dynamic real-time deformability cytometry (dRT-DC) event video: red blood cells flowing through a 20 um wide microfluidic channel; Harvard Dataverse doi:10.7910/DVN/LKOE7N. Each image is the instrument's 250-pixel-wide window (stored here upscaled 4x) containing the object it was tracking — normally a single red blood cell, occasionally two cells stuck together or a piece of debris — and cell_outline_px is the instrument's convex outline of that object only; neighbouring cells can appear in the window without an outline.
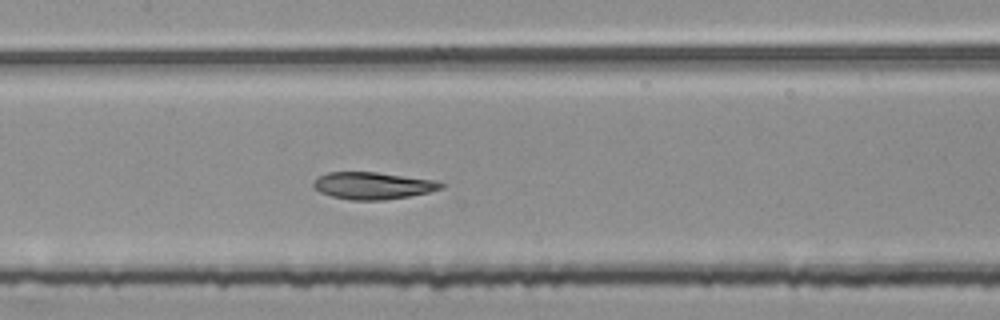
{"species": "common noctule bat (a hibernating species)", "species_latin": "Nyctalus noctula", "temperature_condition": "room temperature", "stored_images_in_passage": 50, "segment_of_instrument_passage": [2, 2], "camera_frame_rate_fps": 3000, "um_per_image_px": 0.085, "animal": {"sex": "female", "body_mass_g": 25.1}, "frame": {"image": 1, "passage_image": 25, "time_ms": 8.0, "image_size_px": [1000, 320], "cell_outline_px": [[444, 188], [428, 192], [408, 196], [384, 200], [352, 200], [332, 196], [320, 192], [312, 184], [320, 176], [328, 172], [376, 172], [436, 180], [444, 184]], "centroid_in_image_um": [31.72, 15.78], "position_along_channel_um": 175.7, "area_um2": 19.94}}
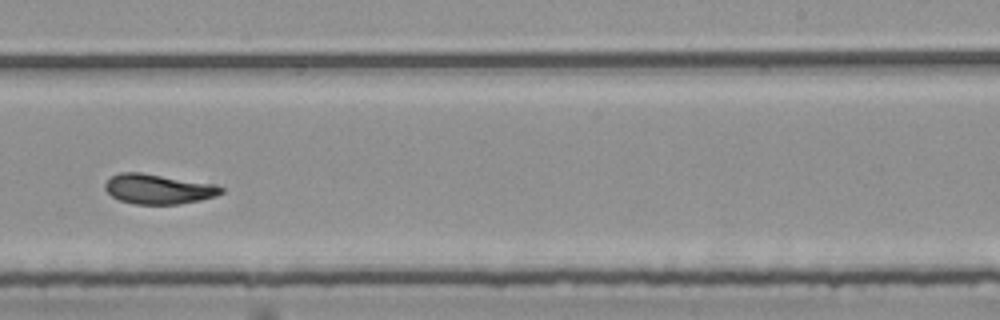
{"frame": {"image": 2, "passage_image": 33, "time_ms": 10.667, "image_size_px": [1000, 320], "cell_outline_px": [[224, 192], [216, 196], [200, 200], [180, 204], [132, 204], [120, 200], [112, 196], [104, 188], [104, 184], [112, 176], [120, 172], [140, 172], [212, 184], [224, 188]], "centroid_in_image_um": [13.44, 16.07], "position_along_channel_um": 275.6, "area_um2": 20.06}}
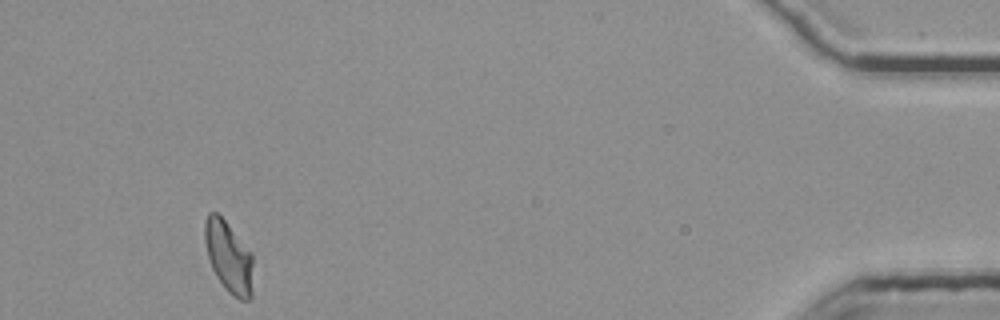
{"frame": {"image": 3, "passage_image": 50, "time_ms": 16.333, "image_size_px": [1000, 320], "cell_outline_px": [[252, 296], [248, 300], [240, 300], [232, 296], [224, 288], [216, 276], [212, 268], [208, 256], [204, 240], [204, 220], [208, 212], [216, 212], [224, 220], [252, 252]], "centroid_in_image_um": [19.43, 21.85], "position_along_channel_um": 415.8, "area_um2": 20.23}}